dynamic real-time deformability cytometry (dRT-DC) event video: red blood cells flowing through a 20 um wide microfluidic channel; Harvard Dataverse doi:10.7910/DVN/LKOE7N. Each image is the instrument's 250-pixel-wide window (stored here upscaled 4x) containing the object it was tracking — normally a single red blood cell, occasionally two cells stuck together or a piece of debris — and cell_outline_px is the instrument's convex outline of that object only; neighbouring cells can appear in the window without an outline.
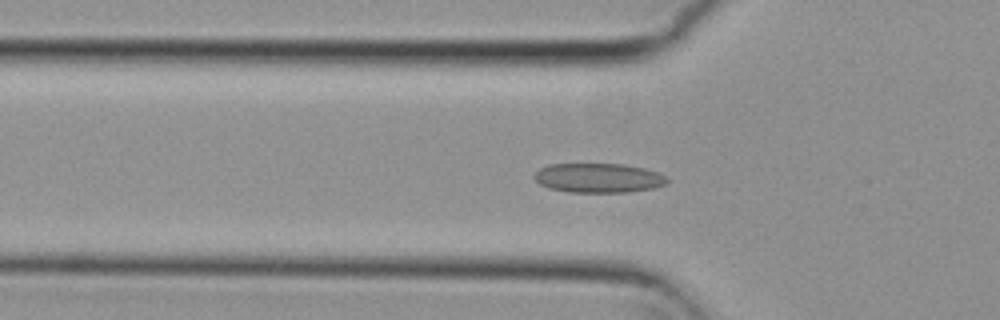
{"species": "common noctule bat (a hibernating species)", "species_latin": "Nyctalus noctula", "temperature_condition": "cold", "stored_images_in_passage": 47, "camera_frame_rate_fps": 3000, "um_per_image_px": 0.085, "animal": {"sex": "female", "body_mass_g": 29.2, "forearm_length_mm": 56.3}, "frame": {"image": 1, "passage_image": 18, "time_ms": 5.667, "image_size_px": [1000, 320], "cell_outline_px": [[668, 180], [664, 184], [652, 188], [628, 192], [568, 192], [548, 188], [540, 184], [532, 176], [540, 168], [548, 164], [624, 164], [644, 168], [656, 172], [664, 176]], "centroid_in_image_um": [50.81, 15.12], "position_along_channel_um": 75.0, "area_um2": 22.66}}
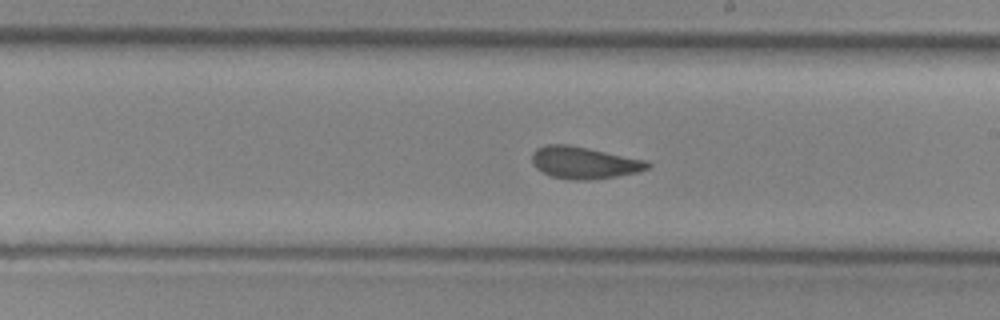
{"frame": {"image": 2, "passage_image": 31, "time_ms": 10.0, "image_size_px": [1000, 320], "cell_outline_px": [[652, 164], [648, 168], [640, 172], [592, 180], [572, 180], [552, 176], [536, 168], [532, 164], [532, 152], [536, 148], [544, 144], [568, 144], [648, 160]], "centroid_in_image_um": [49.66, 13.82], "position_along_channel_um": 239.3, "area_um2": 21.79}}
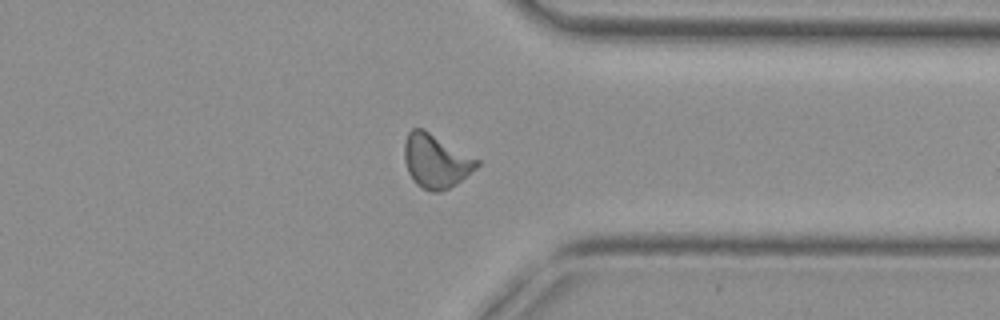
{"frame": {"image": 3, "passage_image": 42, "time_ms": 13.667, "image_size_px": [1000, 320], "cell_outline_px": [[480, 164], [476, 168], [456, 184], [440, 192], [432, 192], [416, 184], [412, 180], [408, 172], [404, 160], [404, 140], [408, 132], [412, 128], [424, 128], [480, 160]], "centroid_in_image_um": [37.03, 13.67], "position_along_channel_um": 374.4, "area_um2": 22.89}}